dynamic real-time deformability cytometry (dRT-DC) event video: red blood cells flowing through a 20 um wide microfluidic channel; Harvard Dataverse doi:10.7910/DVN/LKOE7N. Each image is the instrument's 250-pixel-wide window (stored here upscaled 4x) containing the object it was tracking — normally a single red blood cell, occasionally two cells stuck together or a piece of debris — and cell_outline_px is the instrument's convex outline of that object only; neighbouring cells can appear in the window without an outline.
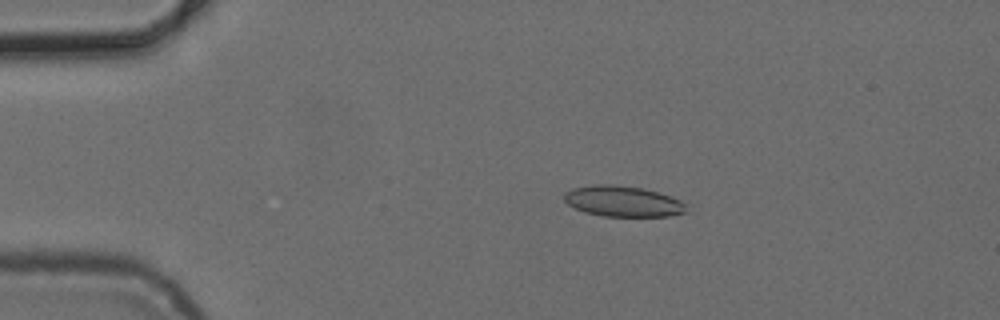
{"species": "common noctule bat (a hibernating species)", "species_latin": "Nyctalus noctula", "temperature_condition": "cold", "stored_images_in_passage": 6, "camera_frame_rate_fps": 3000, "um_per_image_px": 0.085, "animal": {"sex": "female", "body_mass_g": 24.6, "forearm_length_mm": 56.2}, "frame": {"image": 1, "passage_image": 2, "time_ms": 1.667, "image_size_px": [1000, 320], "cell_outline_px": [[688, 212], [668, 216], [604, 216], [584, 212], [568, 204], [564, 200], [564, 192], [572, 188], [592, 184], [616, 184], [644, 188], [672, 196], [680, 200], [684, 204]], "centroid_in_image_um": [52.94, 17.09], "position_along_channel_um": 32.1, "area_um2": 22.08}}
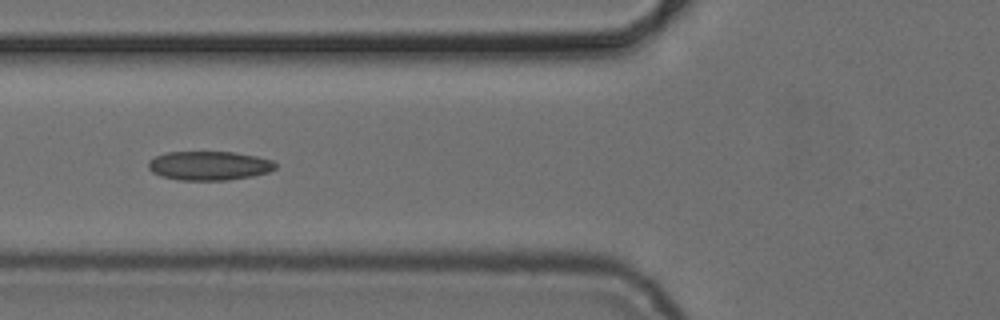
{"frame": {"image": 2, "passage_image": 5, "time_ms": 5.0, "image_size_px": [1000, 320], "cell_outline_px": [[276, 168], [268, 172], [252, 176], [228, 180], [180, 180], [160, 176], [152, 172], [148, 168], [148, 160], [156, 156], [168, 152], [236, 152], [256, 156], [272, 160], [276, 164]], "centroid_in_image_um": [17.77, 14.08], "position_along_channel_um": 108.0, "area_um2": 21.56}}
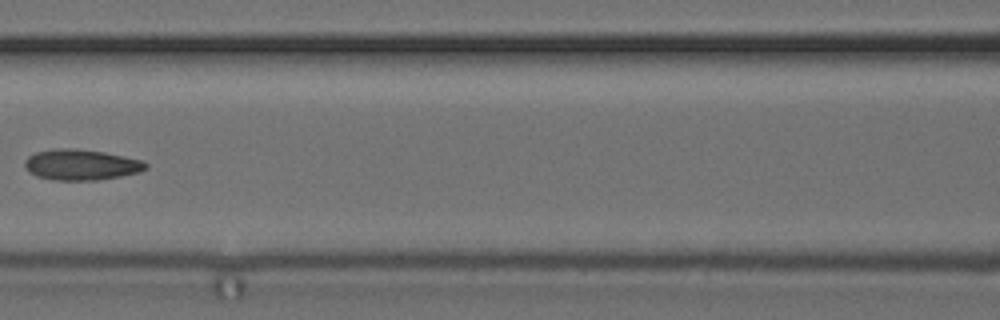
{"frame": {"image": 3, "passage_image": 6, "time_ms": 6.333, "image_size_px": [1000, 320], "cell_outline_px": [[148, 168], [140, 172], [120, 176], [96, 180], [52, 180], [36, 176], [28, 172], [24, 164], [24, 160], [28, 156], [36, 152], [56, 148], [72, 148], [104, 152], [124, 156], [140, 160], [148, 164]], "centroid_in_image_um": [6.87, 14.0], "position_along_channel_um": 159.7, "area_um2": 21.73}}